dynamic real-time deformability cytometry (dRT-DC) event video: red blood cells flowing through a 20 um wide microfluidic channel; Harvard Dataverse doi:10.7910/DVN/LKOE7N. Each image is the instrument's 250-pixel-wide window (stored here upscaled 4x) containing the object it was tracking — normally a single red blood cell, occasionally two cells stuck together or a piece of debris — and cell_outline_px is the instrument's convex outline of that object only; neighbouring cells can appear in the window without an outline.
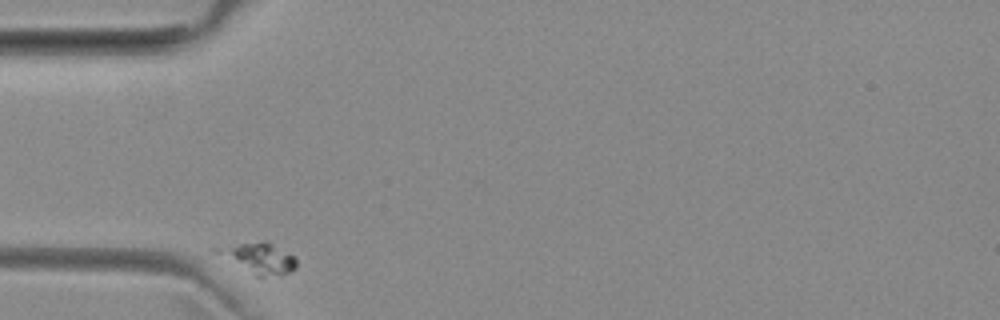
{"species": "common noctule bat (a hibernating species)", "species_latin": "Nyctalus noctula", "temperature_condition": "room temperature", "stored_images_in_passage": 35, "camera_frame_rate_fps": 3000, "um_per_image_px": 0.085, "animal": {"sex": "female", "body_mass_g": 29.2, "forearm_length_mm": 56.3}, "frame": {"image": 1, "passage_image": 1, "time_ms": 0.0, "image_size_px": [1000, 320], "cell_outline_px": [[296, 268], [288, 272], [264, 276], [256, 276], [228, 252], [228, 248], [240, 244], [268, 240], [296, 256]], "centroid_in_image_um": [22.43, 21.93], "position_along_channel_um": 62.6, "area_um2": 12.02}}
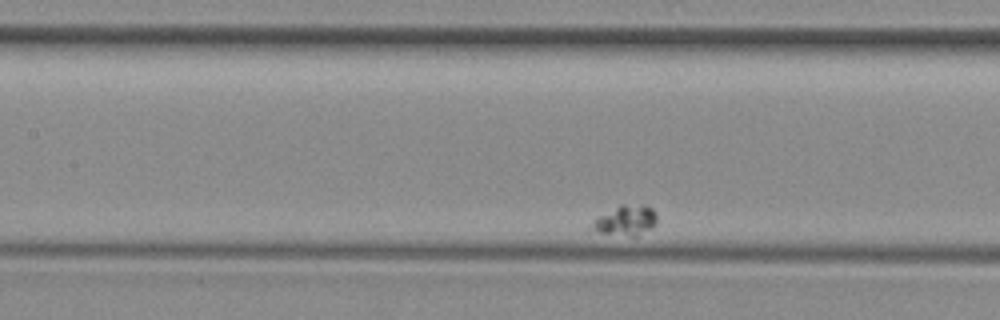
{"frame": {"image": 2, "passage_image": 11, "time_ms": 3.333, "image_size_px": [1000, 320], "cell_outline_px": [[656, 220], [648, 228], [636, 236], [632, 236], [600, 232], [588, 228], [596, 216], [620, 204], [644, 204], [652, 208], [656, 212]], "centroid_in_image_um": [53.12, 18.69], "position_along_channel_um": 154.3, "area_um2": 11.33}}
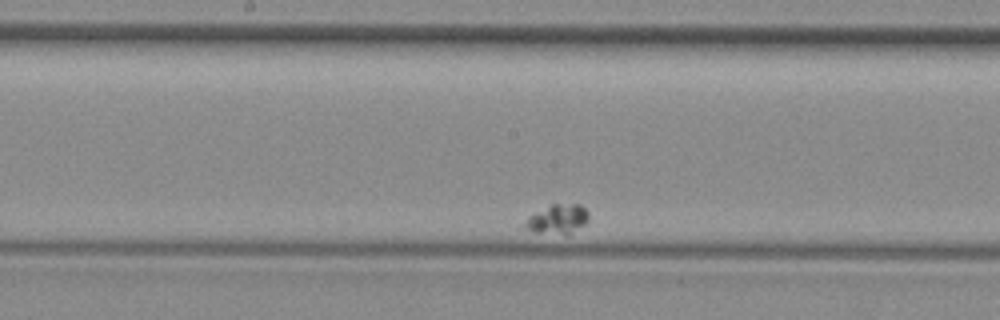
{"frame": {"image": 3, "passage_image": 16, "time_ms": 5.0, "image_size_px": [1000, 320], "cell_outline_px": [[588, 220], [584, 224], [568, 236], [536, 232], [524, 228], [524, 224], [528, 216], [552, 204], [580, 204], [588, 212]], "centroid_in_image_um": [47.4, 18.65], "position_along_channel_um": 200.8, "area_um2": 10.98}}